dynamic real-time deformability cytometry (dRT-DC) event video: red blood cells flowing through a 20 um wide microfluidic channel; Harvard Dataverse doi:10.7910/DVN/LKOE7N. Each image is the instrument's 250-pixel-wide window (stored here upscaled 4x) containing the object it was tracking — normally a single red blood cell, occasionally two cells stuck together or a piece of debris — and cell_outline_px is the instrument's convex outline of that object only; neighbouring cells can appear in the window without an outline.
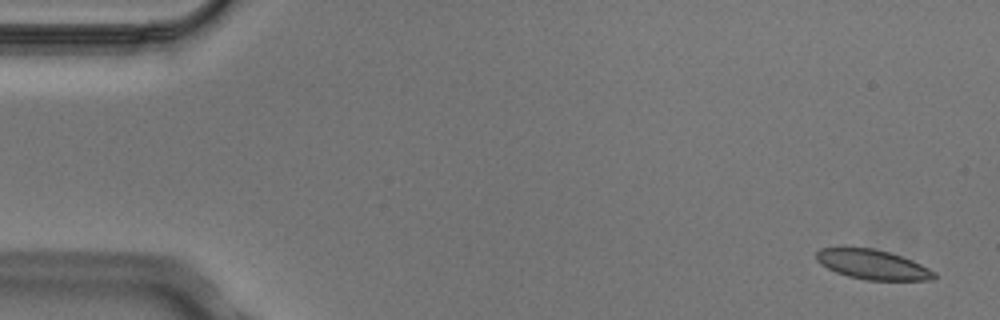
{"species": "Egyptian fruit bat (a non-hibernating species)", "species_latin": "Rousettus aegyptiacus", "temperature_condition": "cold", "stored_images_in_passage": 4, "camera_frame_rate_fps": 3000, "um_per_image_px": 0.085, "animal": {"sex": "male"}, "frame": {"image": 1, "passage_image": 1, "time_ms": 0.0, "image_size_px": [1000, 320], "cell_outline_px": [[936, 276], [932, 280], [864, 280], [848, 276], [836, 272], [820, 264], [816, 260], [816, 252], [820, 248], [844, 244], [872, 248], [888, 252], [912, 260], [936, 272]], "centroid_in_image_um": [74.08, 22.44], "position_along_channel_um": 10.9, "area_um2": 20.98}}
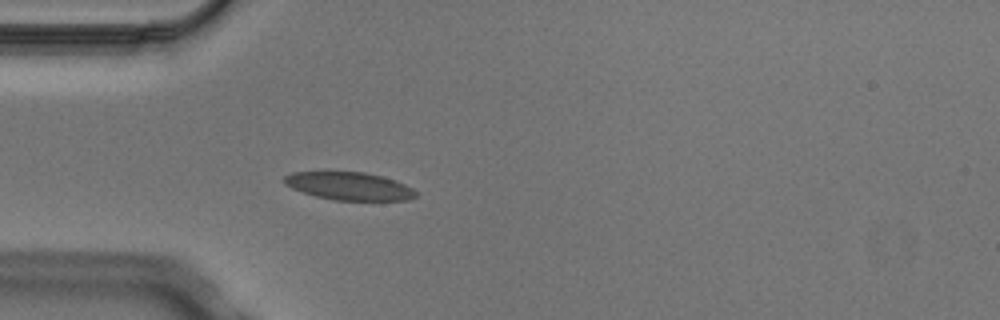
{"frame": {"image": 2, "passage_image": 4, "time_ms": 1.0, "image_size_px": [1000, 320], "cell_outline_px": [[416, 196], [408, 200], [336, 200], [316, 196], [292, 188], [284, 184], [284, 176], [292, 172], [364, 172], [396, 180], [412, 188], [416, 192]], "centroid_in_image_um": [29.68, 15.81], "position_along_channel_um": 55.3, "area_um2": 21.15}}